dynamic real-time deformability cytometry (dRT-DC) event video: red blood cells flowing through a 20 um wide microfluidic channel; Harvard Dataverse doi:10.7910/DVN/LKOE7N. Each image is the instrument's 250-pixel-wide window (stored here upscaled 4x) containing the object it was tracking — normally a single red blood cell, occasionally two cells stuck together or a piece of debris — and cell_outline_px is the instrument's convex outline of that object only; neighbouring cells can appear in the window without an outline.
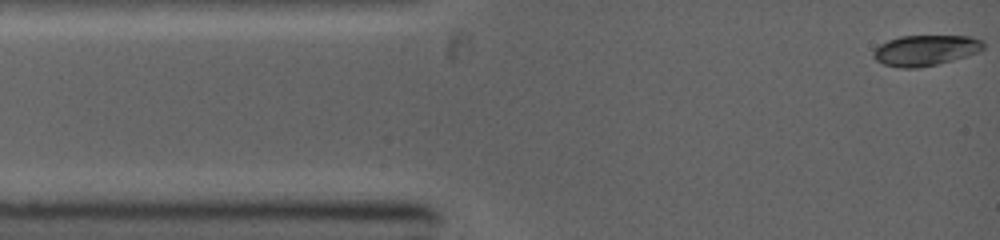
{"species": "common noctule bat (a hibernating species)", "species_latin": "Nyctalus noctula", "temperature_condition": "warm", "stored_images_in_passage": 27, "camera_frame_rate_fps": 5000, "um_per_image_px": 0.085, "animal": {"sex": "female", "body_mass_g": 19.0, "forearm_length_mm": 53.3}, "frame": {"image": 1, "passage_image": 1, "time_ms": 0.0, "image_size_px": [1000, 240], "cell_outline_px": [[984, 48], [976, 52], [952, 60], [920, 68], [900, 68], [884, 64], [876, 60], [872, 56], [872, 52], [880, 44], [888, 40], [900, 36], [972, 36], [980, 40], [984, 44]], "centroid_in_image_um": [78.62, 4.28], "position_along_channel_um": 6.4, "area_um2": 19.48}}
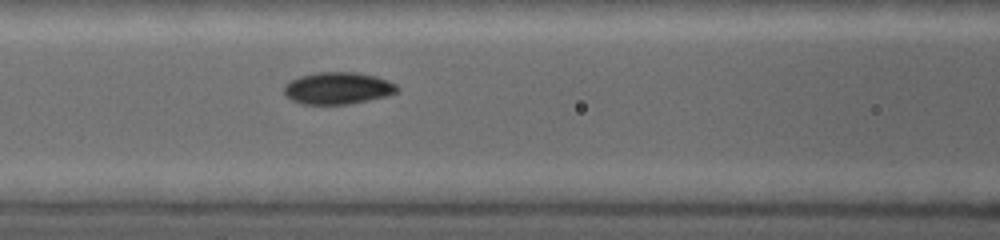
{"frame": {"image": 2, "passage_image": 15, "time_ms": 4.2, "image_size_px": [1000, 240], "cell_outline_px": [[400, 88], [396, 92], [388, 96], [348, 104], [300, 104], [284, 96], [284, 84], [300, 76], [316, 72], [356, 72], [376, 76], [388, 80], [396, 84]], "centroid_in_image_um": [28.71, 7.49], "position_along_channel_um": 137.9, "area_um2": 21.27}}
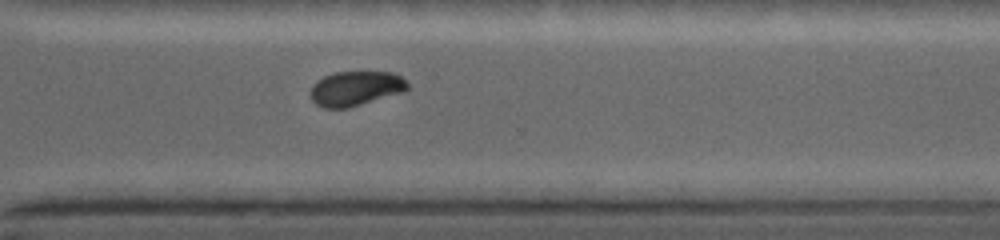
{"frame": {"image": 3, "passage_image": 27, "time_ms": 8.6, "image_size_px": [1000, 240], "cell_outline_px": [[408, 88], [404, 92], [348, 108], [324, 108], [316, 104], [308, 96], [308, 92], [312, 84], [316, 80], [324, 76], [336, 72], [396, 72], [408, 84]], "centroid_in_image_um": [30.18, 7.52], "position_along_channel_um": 340.4, "area_um2": 19.88}}